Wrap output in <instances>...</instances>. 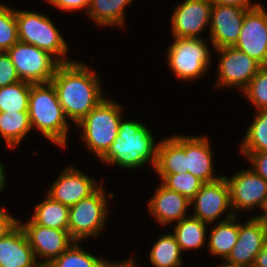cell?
I'll use <instances>...</instances> for the list:
<instances>
[{"instance_id":"cell-28","label":"cell","mask_w":267,"mask_h":267,"mask_svg":"<svg viewBox=\"0 0 267 267\" xmlns=\"http://www.w3.org/2000/svg\"><path fill=\"white\" fill-rule=\"evenodd\" d=\"M79 244V241L73 242L67 250L49 265L52 267H108L111 264V260L109 261L99 256L95 257L86 252Z\"/></svg>"},{"instance_id":"cell-1","label":"cell","mask_w":267,"mask_h":267,"mask_svg":"<svg viewBox=\"0 0 267 267\" xmlns=\"http://www.w3.org/2000/svg\"><path fill=\"white\" fill-rule=\"evenodd\" d=\"M98 77L86 65L73 60L60 63L50 81L66 117L75 124L105 98Z\"/></svg>"},{"instance_id":"cell-8","label":"cell","mask_w":267,"mask_h":267,"mask_svg":"<svg viewBox=\"0 0 267 267\" xmlns=\"http://www.w3.org/2000/svg\"><path fill=\"white\" fill-rule=\"evenodd\" d=\"M6 52L16 68L19 79L32 84L49 83L60 64L49 52L21 41Z\"/></svg>"},{"instance_id":"cell-6","label":"cell","mask_w":267,"mask_h":267,"mask_svg":"<svg viewBox=\"0 0 267 267\" xmlns=\"http://www.w3.org/2000/svg\"><path fill=\"white\" fill-rule=\"evenodd\" d=\"M174 38L167 48V62L178 79L190 81L206 75L210 65V49L199 38Z\"/></svg>"},{"instance_id":"cell-45","label":"cell","mask_w":267,"mask_h":267,"mask_svg":"<svg viewBox=\"0 0 267 267\" xmlns=\"http://www.w3.org/2000/svg\"><path fill=\"white\" fill-rule=\"evenodd\" d=\"M219 267H235V266H230V265H227V264H222Z\"/></svg>"},{"instance_id":"cell-18","label":"cell","mask_w":267,"mask_h":267,"mask_svg":"<svg viewBox=\"0 0 267 267\" xmlns=\"http://www.w3.org/2000/svg\"><path fill=\"white\" fill-rule=\"evenodd\" d=\"M206 136H185V171L204 183H211L223 176L214 175L212 151Z\"/></svg>"},{"instance_id":"cell-12","label":"cell","mask_w":267,"mask_h":267,"mask_svg":"<svg viewBox=\"0 0 267 267\" xmlns=\"http://www.w3.org/2000/svg\"><path fill=\"white\" fill-rule=\"evenodd\" d=\"M266 242L267 225L256 216L244 225L239 223L237 242L223 262L235 267H253L257 254Z\"/></svg>"},{"instance_id":"cell-44","label":"cell","mask_w":267,"mask_h":267,"mask_svg":"<svg viewBox=\"0 0 267 267\" xmlns=\"http://www.w3.org/2000/svg\"><path fill=\"white\" fill-rule=\"evenodd\" d=\"M38 267H52V266L49 264H39Z\"/></svg>"},{"instance_id":"cell-20","label":"cell","mask_w":267,"mask_h":267,"mask_svg":"<svg viewBox=\"0 0 267 267\" xmlns=\"http://www.w3.org/2000/svg\"><path fill=\"white\" fill-rule=\"evenodd\" d=\"M39 264L20 224L0 239V267H38Z\"/></svg>"},{"instance_id":"cell-9","label":"cell","mask_w":267,"mask_h":267,"mask_svg":"<svg viewBox=\"0 0 267 267\" xmlns=\"http://www.w3.org/2000/svg\"><path fill=\"white\" fill-rule=\"evenodd\" d=\"M215 50L220 55L216 87L234 86L242 92L262 67L259 62L234 46Z\"/></svg>"},{"instance_id":"cell-5","label":"cell","mask_w":267,"mask_h":267,"mask_svg":"<svg viewBox=\"0 0 267 267\" xmlns=\"http://www.w3.org/2000/svg\"><path fill=\"white\" fill-rule=\"evenodd\" d=\"M18 40L37 46L53 55L60 63H68V44L50 17L28 10H15Z\"/></svg>"},{"instance_id":"cell-3","label":"cell","mask_w":267,"mask_h":267,"mask_svg":"<svg viewBox=\"0 0 267 267\" xmlns=\"http://www.w3.org/2000/svg\"><path fill=\"white\" fill-rule=\"evenodd\" d=\"M28 115L31 129L36 128L59 147H66L69 122L51 82L31 84Z\"/></svg>"},{"instance_id":"cell-29","label":"cell","mask_w":267,"mask_h":267,"mask_svg":"<svg viewBox=\"0 0 267 267\" xmlns=\"http://www.w3.org/2000/svg\"><path fill=\"white\" fill-rule=\"evenodd\" d=\"M31 84L19 81L0 87V112H28Z\"/></svg>"},{"instance_id":"cell-22","label":"cell","mask_w":267,"mask_h":267,"mask_svg":"<svg viewBox=\"0 0 267 267\" xmlns=\"http://www.w3.org/2000/svg\"><path fill=\"white\" fill-rule=\"evenodd\" d=\"M236 217L235 212L230 211L223 218L224 220L211 227L208 248L212 255L225 260L230 254L239 235V222L236 221Z\"/></svg>"},{"instance_id":"cell-13","label":"cell","mask_w":267,"mask_h":267,"mask_svg":"<svg viewBox=\"0 0 267 267\" xmlns=\"http://www.w3.org/2000/svg\"><path fill=\"white\" fill-rule=\"evenodd\" d=\"M224 177L230 189L232 210L262 208L267 197V182L251 168L241 170L229 179Z\"/></svg>"},{"instance_id":"cell-15","label":"cell","mask_w":267,"mask_h":267,"mask_svg":"<svg viewBox=\"0 0 267 267\" xmlns=\"http://www.w3.org/2000/svg\"><path fill=\"white\" fill-rule=\"evenodd\" d=\"M210 0H184L171 16L172 36L175 38H199L211 19Z\"/></svg>"},{"instance_id":"cell-23","label":"cell","mask_w":267,"mask_h":267,"mask_svg":"<svg viewBox=\"0 0 267 267\" xmlns=\"http://www.w3.org/2000/svg\"><path fill=\"white\" fill-rule=\"evenodd\" d=\"M133 0H90L88 16L99 26L124 27L125 8Z\"/></svg>"},{"instance_id":"cell-21","label":"cell","mask_w":267,"mask_h":267,"mask_svg":"<svg viewBox=\"0 0 267 267\" xmlns=\"http://www.w3.org/2000/svg\"><path fill=\"white\" fill-rule=\"evenodd\" d=\"M156 174L185 173V136L176 135L158 142Z\"/></svg>"},{"instance_id":"cell-19","label":"cell","mask_w":267,"mask_h":267,"mask_svg":"<svg viewBox=\"0 0 267 267\" xmlns=\"http://www.w3.org/2000/svg\"><path fill=\"white\" fill-rule=\"evenodd\" d=\"M149 212L162 225L178 222L188 216L190 200L176 191L167 189L162 183L148 201Z\"/></svg>"},{"instance_id":"cell-31","label":"cell","mask_w":267,"mask_h":267,"mask_svg":"<svg viewBox=\"0 0 267 267\" xmlns=\"http://www.w3.org/2000/svg\"><path fill=\"white\" fill-rule=\"evenodd\" d=\"M162 178V184L170 190L176 191L192 200L200 188L205 184L199 178L193 176L190 172L177 174H158Z\"/></svg>"},{"instance_id":"cell-11","label":"cell","mask_w":267,"mask_h":267,"mask_svg":"<svg viewBox=\"0 0 267 267\" xmlns=\"http://www.w3.org/2000/svg\"><path fill=\"white\" fill-rule=\"evenodd\" d=\"M19 224L27 236L36 260L39 256L44 258L40 264H50L75 242L68 230L43 227L31 220Z\"/></svg>"},{"instance_id":"cell-4","label":"cell","mask_w":267,"mask_h":267,"mask_svg":"<svg viewBox=\"0 0 267 267\" xmlns=\"http://www.w3.org/2000/svg\"><path fill=\"white\" fill-rule=\"evenodd\" d=\"M122 107L113 100L104 98L77 125L87 148L100 159L118 136Z\"/></svg>"},{"instance_id":"cell-24","label":"cell","mask_w":267,"mask_h":267,"mask_svg":"<svg viewBox=\"0 0 267 267\" xmlns=\"http://www.w3.org/2000/svg\"><path fill=\"white\" fill-rule=\"evenodd\" d=\"M31 221L43 227L68 230L69 207L46 194L45 200L36 204Z\"/></svg>"},{"instance_id":"cell-17","label":"cell","mask_w":267,"mask_h":267,"mask_svg":"<svg viewBox=\"0 0 267 267\" xmlns=\"http://www.w3.org/2000/svg\"><path fill=\"white\" fill-rule=\"evenodd\" d=\"M50 186L47 195L68 207L93 194L100 186L73 166L66 167Z\"/></svg>"},{"instance_id":"cell-38","label":"cell","mask_w":267,"mask_h":267,"mask_svg":"<svg viewBox=\"0 0 267 267\" xmlns=\"http://www.w3.org/2000/svg\"><path fill=\"white\" fill-rule=\"evenodd\" d=\"M212 4H220L236 7H255L258 3H251L250 0H210Z\"/></svg>"},{"instance_id":"cell-37","label":"cell","mask_w":267,"mask_h":267,"mask_svg":"<svg viewBox=\"0 0 267 267\" xmlns=\"http://www.w3.org/2000/svg\"><path fill=\"white\" fill-rule=\"evenodd\" d=\"M18 224V219L9 215L5 208L0 207V239L11 232Z\"/></svg>"},{"instance_id":"cell-32","label":"cell","mask_w":267,"mask_h":267,"mask_svg":"<svg viewBox=\"0 0 267 267\" xmlns=\"http://www.w3.org/2000/svg\"><path fill=\"white\" fill-rule=\"evenodd\" d=\"M18 41L15 9L0 3V51H7Z\"/></svg>"},{"instance_id":"cell-35","label":"cell","mask_w":267,"mask_h":267,"mask_svg":"<svg viewBox=\"0 0 267 267\" xmlns=\"http://www.w3.org/2000/svg\"><path fill=\"white\" fill-rule=\"evenodd\" d=\"M252 164V170L267 182V152H241Z\"/></svg>"},{"instance_id":"cell-40","label":"cell","mask_w":267,"mask_h":267,"mask_svg":"<svg viewBox=\"0 0 267 267\" xmlns=\"http://www.w3.org/2000/svg\"><path fill=\"white\" fill-rule=\"evenodd\" d=\"M261 209L263 211L262 214L257 215L256 217L267 225V197Z\"/></svg>"},{"instance_id":"cell-43","label":"cell","mask_w":267,"mask_h":267,"mask_svg":"<svg viewBox=\"0 0 267 267\" xmlns=\"http://www.w3.org/2000/svg\"><path fill=\"white\" fill-rule=\"evenodd\" d=\"M126 267H138L135 264V260H133V258L126 260Z\"/></svg>"},{"instance_id":"cell-2","label":"cell","mask_w":267,"mask_h":267,"mask_svg":"<svg viewBox=\"0 0 267 267\" xmlns=\"http://www.w3.org/2000/svg\"><path fill=\"white\" fill-rule=\"evenodd\" d=\"M155 144L154 136L147 126L141 122L121 119L118 136L100 160L126 169L139 168L149 161L154 167L158 149V143Z\"/></svg>"},{"instance_id":"cell-25","label":"cell","mask_w":267,"mask_h":267,"mask_svg":"<svg viewBox=\"0 0 267 267\" xmlns=\"http://www.w3.org/2000/svg\"><path fill=\"white\" fill-rule=\"evenodd\" d=\"M206 222L193 216H188L178 221L174 226V236L180 245L182 252L189 249H200L205 243Z\"/></svg>"},{"instance_id":"cell-14","label":"cell","mask_w":267,"mask_h":267,"mask_svg":"<svg viewBox=\"0 0 267 267\" xmlns=\"http://www.w3.org/2000/svg\"><path fill=\"white\" fill-rule=\"evenodd\" d=\"M253 7L212 4L210 40L214 49L233 47L239 39L246 12Z\"/></svg>"},{"instance_id":"cell-30","label":"cell","mask_w":267,"mask_h":267,"mask_svg":"<svg viewBox=\"0 0 267 267\" xmlns=\"http://www.w3.org/2000/svg\"><path fill=\"white\" fill-rule=\"evenodd\" d=\"M257 113L242 139L240 152H267V109Z\"/></svg>"},{"instance_id":"cell-36","label":"cell","mask_w":267,"mask_h":267,"mask_svg":"<svg viewBox=\"0 0 267 267\" xmlns=\"http://www.w3.org/2000/svg\"><path fill=\"white\" fill-rule=\"evenodd\" d=\"M54 7L67 11L88 10L90 0H45Z\"/></svg>"},{"instance_id":"cell-42","label":"cell","mask_w":267,"mask_h":267,"mask_svg":"<svg viewBox=\"0 0 267 267\" xmlns=\"http://www.w3.org/2000/svg\"><path fill=\"white\" fill-rule=\"evenodd\" d=\"M108 267H126V260L122 262H111V264Z\"/></svg>"},{"instance_id":"cell-7","label":"cell","mask_w":267,"mask_h":267,"mask_svg":"<svg viewBox=\"0 0 267 267\" xmlns=\"http://www.w3.org/2000/svg\"><path fill=\"white\" fill-rule=\"evenodd\" d=\"M106 198L100 185L93 194L69 207L68 231L75 241L96 237L104 228L108 215Z\"/></svg>"},{"instance_id":"cell-33","label":"cell","mask_w":267,"mask_h":267,"mask_svg":"<svg viewBox=\"0 0 267 267\" xmlns=\"http://www.w3.org/2000/svg\"><path fill=\"white\" fill-rule=\"evenodd\" d=\"M256 110L267 109V66H262L242 91Z\"/></svg>"},{"instance_id":"cell-16","label":"cell","mask_w":267,"mask_h":267,"mask_svg":"<svg viewBox=\"0 0 267 267\" xmlns=\"http://www.w3.org/2000/svg\"><path fill=\"white\" fill-rule=\"evenodd\" d=\"M193 205L191 216L208 224H213L231 207L230 189L226 178L223 177L211 183H205L190 201Z\"/></svg>"},{"instance_id":"cell-10","label":"cell","mask_w":267,"mask_h":267,"mask_svg":"<svg viewBox=\"0 0 267 267\" xmlns=\"http://www.w3.org/2000/svg\"><path fill=\"white\" fill-rule=\"evenodd\" d=\"M234 47L267 66V12L261 3L246 12Z\"/></svg>"},{"instance_id":"cell-27","label":"cell","mask_w":267,"mask_h":267,"mask_svg":"<svg viewBox=\"0 0 267 267\" xmlns=\"http://www.w3.org/2000/svg\"><path fill=\"white\" fill-rule=\"evenodd\" d=\"M182 250L172 233L160 236L151 247L149 258L154 267H181Z\"/></svg>"},{"instance_id":"cell-41","label":"cell","mask_w":267,"mask_h":267,"mask_svg":"<svg viewBox=\"0 0 267 267\" xmlns=\"http://www.w3.org/2000/svg\"><path fill=\"white\" fill-rule=\"evenodd\" d=\"M5 167L3 164L0 162V192H2L3 188L5 187V181H6V176H5Z\"/></svg>"},{"instance_id":"cell-26","label":"cell","mask_w":267,"mask_h":267,"mask_svg":"<svg viewBox=\"0 0 267 267\" xmlns=\"http://www.w3.org/2000/svg\"><path fill=\"white\" fill-rule=\"evenodd\" d=\"M31 130L28 112H0V135L7 147L18 146Z\"/></svg>"},{"instance_id":"cell-39","label":"cell","mask_w":267,"mask_h":267,"mask_svg":"<svg viewBox=\"0 0 267 267\" xmlns=\"http://www.w3.org/2000/svg\"><path fill=\"white\" fill-rule=\"evenodd\" d=\"M253 267H267V242L257 254Z\"/></svg>"},{"instance_id":"cell-34","label":"cell","mask_w":267,"mask_h":267,"mask_svg":"<svg viewBox=\"0 0 267 267\" xmlns=\"http://www.w3.org/2000/svg\"><path fill=\"white\" fill-rule=\"evenodd\" d=\"M21 81L6 51H0V87Z\"/></svg>"}]
</instances>
